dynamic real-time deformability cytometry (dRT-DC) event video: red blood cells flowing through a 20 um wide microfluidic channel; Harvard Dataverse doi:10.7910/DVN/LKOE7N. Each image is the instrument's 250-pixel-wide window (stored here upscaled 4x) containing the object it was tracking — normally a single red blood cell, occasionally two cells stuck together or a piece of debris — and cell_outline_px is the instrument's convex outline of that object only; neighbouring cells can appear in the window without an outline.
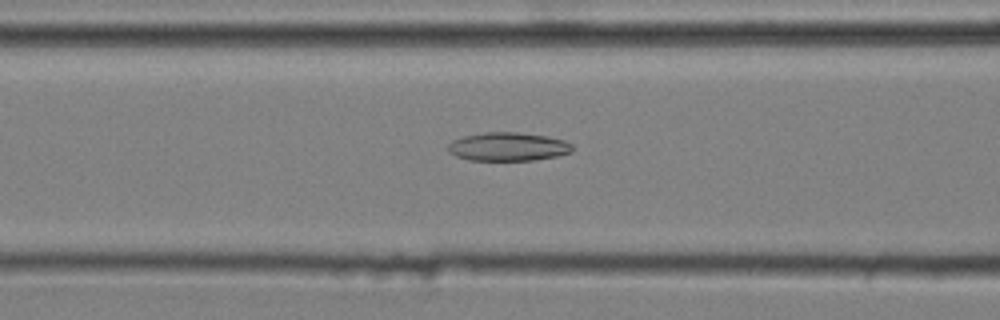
{"species": "common noctule bat (a hibernating species)", "species_latin": "Nyctalus noctula", "temperature_condition": "cold", "stored_images_in_passage": 40, "camera_frame_rate_fps": 3000, "um_per_image_px": 0.085, "animal": {"sex": "male", "body_mass_g": 20.4}, "frame": {"image": 1, "passage_image": 14, "time_ms": 4.333, "image_size_px": [1000, 320], "cell_outline_px": [[572, 152], [556, 156], [532, 160], [468, 160], [456, 156], [448, 152], [448, 144], [452, 140], [464, 136], [484, 132], [516, 132], [548, 136], [564, 140], [572, 144]], "centroid_in_image_um": [43.17, 12.46], "position_along_channel_um": 123.4, "area_um2": 20.69}}
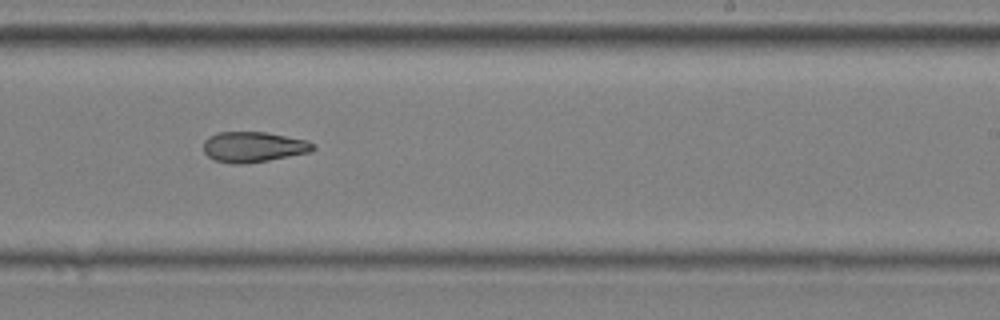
{"frame": {"image": 2, "passage_image": 26, "time_ms": 8.333, "image_size_px": [1000, 320], "cell_outline_px": [[316, 148], [312, 152], [268, 160], [240, 164], [232, 164], [216, 160], [208, 156], [204, 152], [204, 140], [208, 136], [216, 132], [268, 132], [308, 140], [316, 144]], "centroid_in_image_um": [21.58, 12.47], "position_along_channel_um": 267.4, "area_um2": 19.65}}
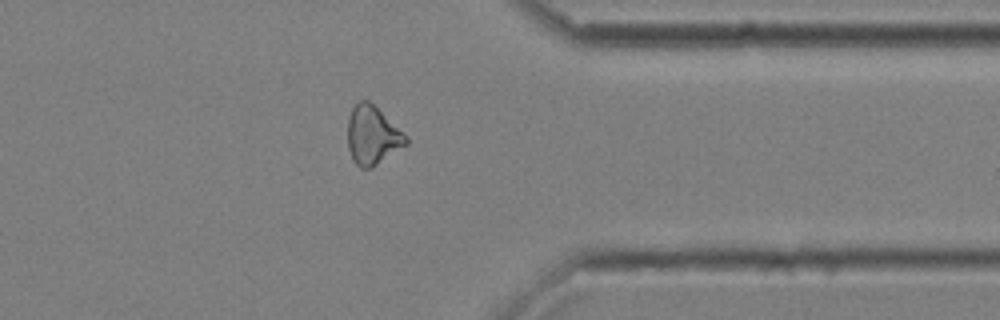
{"frame": {"image": 3, "passage_image": 36, "time_ms": 11.667, "image_size_px": [1000, 320], "cell_outline_px": [[408, 144], [372, 168], [360, 168], [352, 160], [348, 148], [348, 116], [352, 108], [360, 100], [368, 100], [408, 136]], "centroid_in_image_um": [31.66, 11.53], "position_along_channel_um": 379.7, "area_um2": 19.94}, "authors_computed_cell_mechanics": {"area_um2": 19.8832, "velocity_mm_per_s": 3.6101, "shape_relaxation_time_tau1_ms": null, "shape_relaxation_time_tau2_ms": 6.1716, "deformation_change_tau1": null, "deformation_change_tau2": 0.1401}}